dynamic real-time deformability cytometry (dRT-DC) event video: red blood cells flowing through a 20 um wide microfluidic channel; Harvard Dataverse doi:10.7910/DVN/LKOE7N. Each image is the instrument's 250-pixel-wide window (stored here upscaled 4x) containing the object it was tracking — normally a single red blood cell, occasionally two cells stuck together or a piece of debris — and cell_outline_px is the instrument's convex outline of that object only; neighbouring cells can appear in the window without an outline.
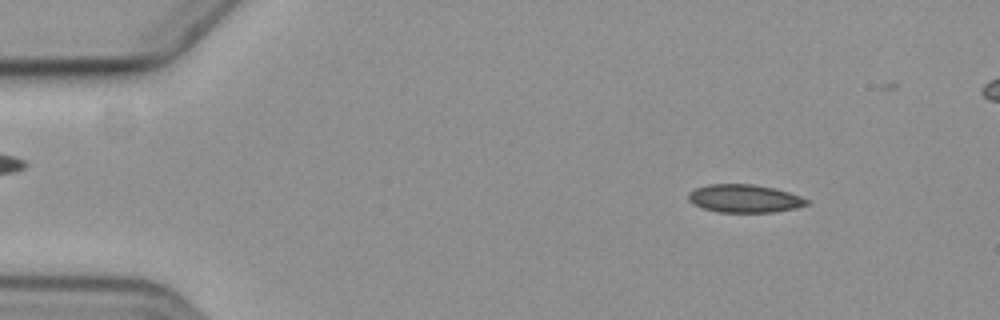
{"species": "common noctule bat (a hibernating species)", "species_latin": "Nyctalus noctula", "temperature_condition": "cold", "stored_images_in_passage": 3, "camera_frame_rate_fps": 3000, "um_per_image_px": 0.085, "animal": {"sex": "female", "body_mass_g": 19.3, "forearm_length_mm": 54.1}, "frame": {"image": 1, "passage_image": 1, "time_ms": 0.0, "image_size_px": [1000, 320], "cell_outline_px": [[808, 204], [796, 208], [772, 212], [720, 212], [704, 208], [692, 204], [688, 200], [688, 192], [696, 188], [708, 184], [752, 184], [776, 188], [800, 196], [808, 200]], "centroid_in_image_um": [63.26, 16.87], "position_along_channel_um": 21.7, "area_um2": 19.31}}